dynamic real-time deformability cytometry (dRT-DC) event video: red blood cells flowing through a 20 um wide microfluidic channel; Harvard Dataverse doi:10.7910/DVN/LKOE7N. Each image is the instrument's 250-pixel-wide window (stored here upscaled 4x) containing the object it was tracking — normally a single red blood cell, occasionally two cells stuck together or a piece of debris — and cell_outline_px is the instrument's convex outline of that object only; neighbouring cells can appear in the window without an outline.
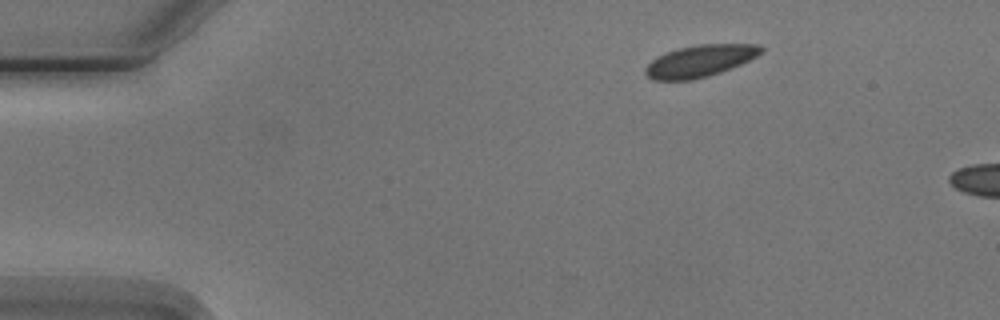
{"species": "Egyptian fruit bat (a non-hibernating species)", "species_latin": "Rousettus aegyptiacus", "temperature_condition": "cold", "stored_images_in_passage": 3, "camera_frame_rate_fps": 3000, "um_per_image_px": 0.085, "animal": {"sex": "male"}, "frame": {"image": 1, "passage_image": 1, "time_ms": 0.0, "image_size_px": [1000, 320], "cell_outline_px": [[764, 48], [756, 56], [740, 64], [720, 72], [708, 76], [692, 80], [652, 80], [644, 72], [644, 68], [656, 56], [664, 52], [676, 48], [696, 44], [760, 44]], "centroid_in_image_um": [59.44, 5.17], "position_along_channel_um": 25.6, "area_um2": 21.56}}